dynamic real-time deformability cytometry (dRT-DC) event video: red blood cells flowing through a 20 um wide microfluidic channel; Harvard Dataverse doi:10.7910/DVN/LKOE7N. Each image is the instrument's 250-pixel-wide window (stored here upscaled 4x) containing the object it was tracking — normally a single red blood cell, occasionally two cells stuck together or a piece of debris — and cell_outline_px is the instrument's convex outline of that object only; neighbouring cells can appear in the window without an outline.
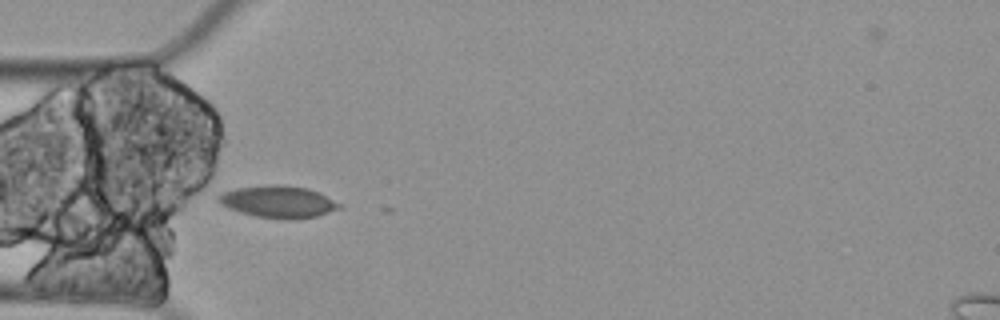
{"species": "Egyptian fruit bat (a non-hibernating species)", "species_latin": "Rousettus aegyptiacus", "temperature_condition": "cold", "stored_images_in_passage": 6, "camera_frame_rate_fps": 3000, "um_per_image_px": 0.085, "animal": {"sex": "female"}, "frame": {"image": 1, "passage_image": 4, "time_ms": 1.0, "image_size_px": [1000, 320], "cell_outline_px": [[344, 208], [316, 216], [256, 216], [240, 212], [228, 208], [220, 204], [216, 200], [216, 196], [220, 192], [236, 188], [268, 184], [280, 184], [308, 188], [320, 192], [344, 204]], "centroid_in_image_um": [23.65, 17.08], "position_along_channel_um": 61.4, "area_um2": 22.25}}
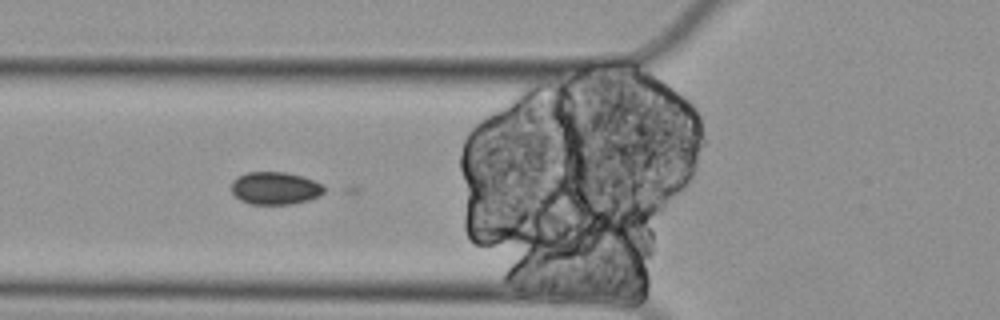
{"frame": {"image": 2, "passage_image": 5, "time_ms": 1.333, "image_size_px": [1000, 320], "cell_outline_px": [[328, 188], [324, 192], [308, 200], [292, 204], [252, 204], [240, 200], [232, 192], [232, 180], [236, 176], [248, 172], [288, 172], [312, 180]], "centroid_in_image_um": [23.36, 15.99], "position_along_channel_um": 102.4, "area_um2": 17.57}}
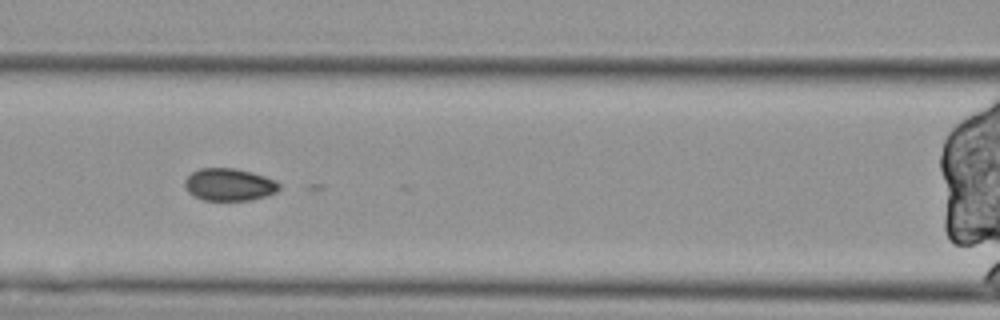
{"frame": {"image": 3, "passage_image": 6, "time_ms": 1.667, "image_size_px": [1000, 320], "cell_outline_px": [[280, 188], [276, 192], [268, 196], [248, 200], [204, 200], [188, 192], [184, 184], [184, 180], [192, 172], [200, 168], [236, 168], [252, 172], [276, 180], [280, 184]], "centroid_in_image_um": [19.5, 15.68], "position_along_channel_um": 147.1, "area_um2": 17.86}}